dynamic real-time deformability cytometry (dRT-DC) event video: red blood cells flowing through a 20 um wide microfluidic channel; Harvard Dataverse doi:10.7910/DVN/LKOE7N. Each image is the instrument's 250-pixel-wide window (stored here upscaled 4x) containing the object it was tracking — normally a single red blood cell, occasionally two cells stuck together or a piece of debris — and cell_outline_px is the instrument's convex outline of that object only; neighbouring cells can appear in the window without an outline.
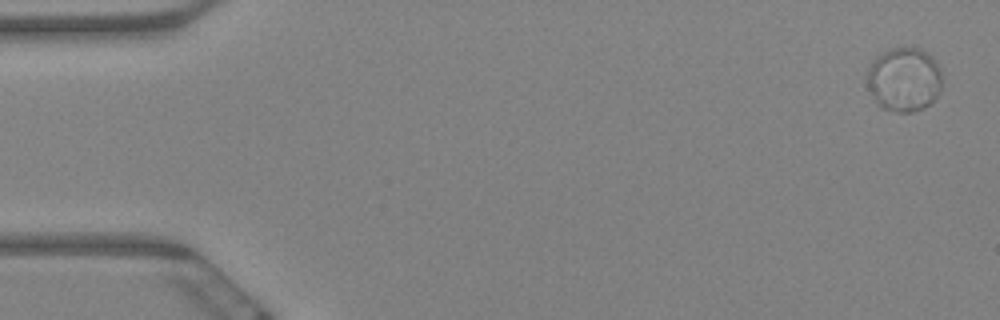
{"species": "Egyptian fruit bat (a non-hibernating species)", "species_latin": "Rousettus aegyptiacus", "temperature_condition": "warm", "stored_images_in_passage": 11, "camera_frame_rate_fps": 3000, "um_per_image_px": 0.085, "animal": {"sex": "female"}, "frame": {"image": 1, "passage_image": 1, "time_ms": 0.0, "image_size_px": [1000, 320], "cell_outline_px": [[944, 80], [936, 96], [924, 108], [912, 112], [896, 112], [880, 108], [868, 88], [868, 68], [872, 60], [880, 52], [888, 48], [920, 48], [928, 52], [936, 60], [940, 68]], "centroid_in_image_um": [76.86, 6.73], "position_along_channel_um": 8.1, "area_um2": 28.44}}
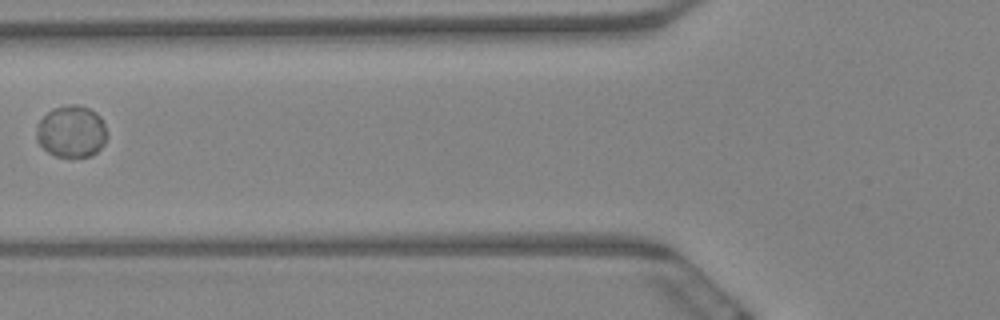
{"frame": {"image": 2, "passage_image": 7, "time_ms": 2.0, "image_size_px": [1000, 320], "cell_outline_px": [[108, 136], [104, 144], [92, 156], [56, 156], [48, 152], [36, 140], [36, 124], [52, 108], [68, 104], [76, 104], [88, 108], [96, 112], [100, 116], [104, 124]], "centroid_in_image_um": [6.07, 11.16], "position_along_channel_um": 119.7, "area_um2": 21.44}}
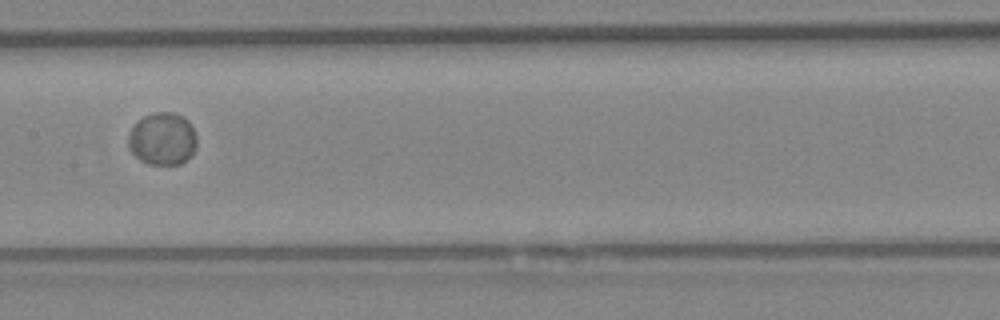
{"frame": {"image": 3, "passage_image": 9, "time_ms": 2.667, "image_size_px": [1000, 320], "cell_outline_px": [[196, 148], [192, 156], [180, 164], [148, 164], [140, 160], [128, 148], [128, 136], [132, 128], [144, 116], [156, 112], [172, 112], [184, 116], [188, 120], [196, 136]], "centroid_in_image_um": [13.83, 11.81], "position_along_channel_um": 193.6, "area_um2": 20.98}}